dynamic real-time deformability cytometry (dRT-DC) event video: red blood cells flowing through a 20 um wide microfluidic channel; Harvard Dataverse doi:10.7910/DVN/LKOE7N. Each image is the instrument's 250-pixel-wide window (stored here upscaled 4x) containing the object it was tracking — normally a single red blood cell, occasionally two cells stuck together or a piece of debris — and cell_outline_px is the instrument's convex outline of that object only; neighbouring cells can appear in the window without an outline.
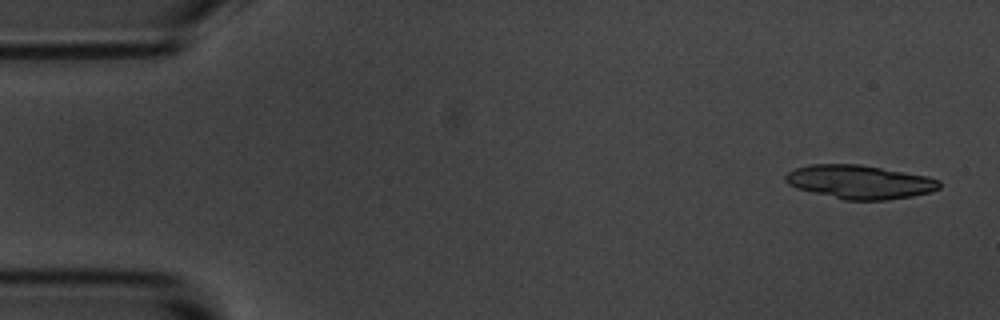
{"species": "common noctule bat (a hibernating species)", "species_latin": "Nyctalus noctula", "temperature_condition": "room temperature", "stored_images_in_passage": 6, "camera_frame_rate_fps": 3000, "um_per_image_px": 0.085, "animal": {"sex": "male", "body_mass_g": 20.1, "forearm_length_mm": 53.5}, "frame": {"image": 1, "passage_image": 1, "time_ms": 0.0, "image_size_px": [1000, 320], "cell_outline_px": [[940, 188], [932, 192], [912, 196], [888, 200], [844, 200], [796, 188], [788, 184], [784, 180], [784, 176], [788, 172], [796, 168], [808, 164], [860, 164], [928, 176], [940, 180]], "centroid_in_image_um": [73.08, 15.46], "position_along_channel_um": 11.9, "area_um2": 30.4}}